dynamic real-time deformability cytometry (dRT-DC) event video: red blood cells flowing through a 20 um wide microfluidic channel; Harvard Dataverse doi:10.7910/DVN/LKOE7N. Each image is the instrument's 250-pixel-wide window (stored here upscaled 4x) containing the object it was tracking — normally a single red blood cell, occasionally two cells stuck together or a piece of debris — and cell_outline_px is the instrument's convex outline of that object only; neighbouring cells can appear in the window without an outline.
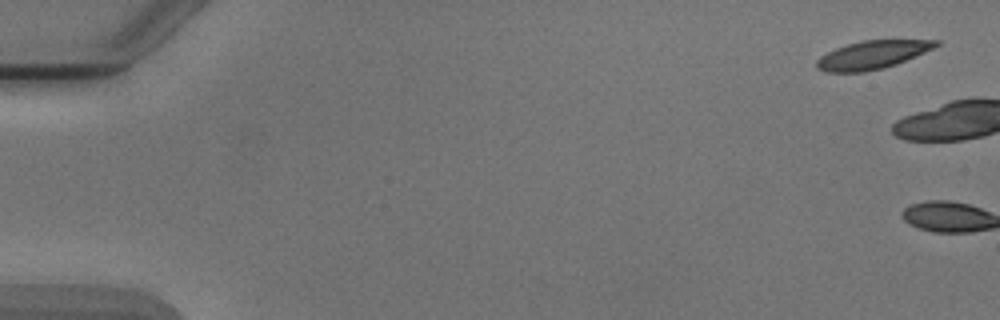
{"species": "Egyptian fruit bat (a non-hibernating species)", "species_latin": "Rousettus aegyptiacus", "temperature_condition": "cold", "stored_images_in_passage": 7, "camera_frame_rate_fps": 3000, "um_per_image_px": 0.085, "animal": {"sex": "male"}, "frame": {"image": 1, "passage_image": 1, "time_ms": 0.0, "image_size_px": [1000, 320], "cell_outline_px": [[940, 44], [924, 52], [896, 64], [884, 68], [864, 72], [824, 72], [816, 68], [816, 60], [820, 56], [836, 48], [860, 40], [940, 40]], "centroid_in_image_um": [74.1, 4.67], "position_along_channel_um": 10.9, "area_um2": 19.54}}